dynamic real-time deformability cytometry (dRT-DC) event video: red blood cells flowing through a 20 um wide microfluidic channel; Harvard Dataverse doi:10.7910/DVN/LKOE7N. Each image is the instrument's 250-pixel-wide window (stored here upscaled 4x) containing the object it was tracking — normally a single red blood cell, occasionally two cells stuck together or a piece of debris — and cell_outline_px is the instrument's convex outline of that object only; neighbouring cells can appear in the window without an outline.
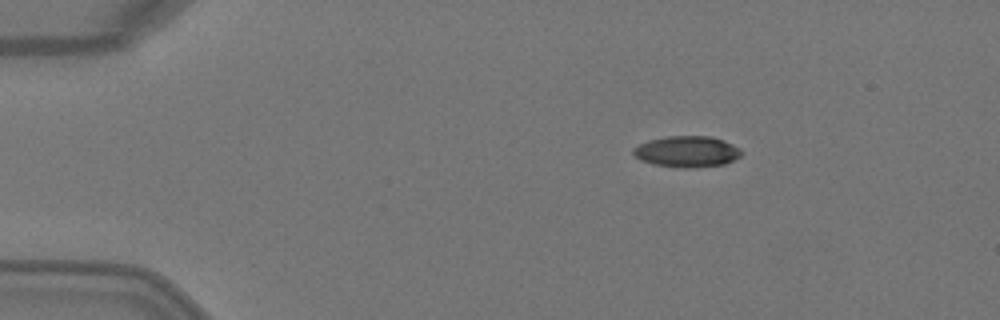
{"species": "Egyptian fruit bat (a non-hibernating species)", "species_latin": "Rousettus aegyptiacus", "temperature_condition": "warm", "stored_images_in_passage": 3, "camera_frame_rate_fps": 3000, "um_per_image_px": 0.085, "animal": {"sex": "female"}, "frame": {"image": 1, "passage_image": 1, "time_ms": 0.0, "image_size_px": [1000, 320], "cell_outline_px": [[744, 152], [740, 156], [724, 164], [696, 168], [684, 168], [652, 164], [640, 160], [632, 152], [632, 148], [648, 140], [668, 136], [712, 136], [724, 140], [740, 148]], "centroid_in_image_um": [58.4, 12.88], "position_along_channel_um": 26.6, "area_um2": 19.77}}
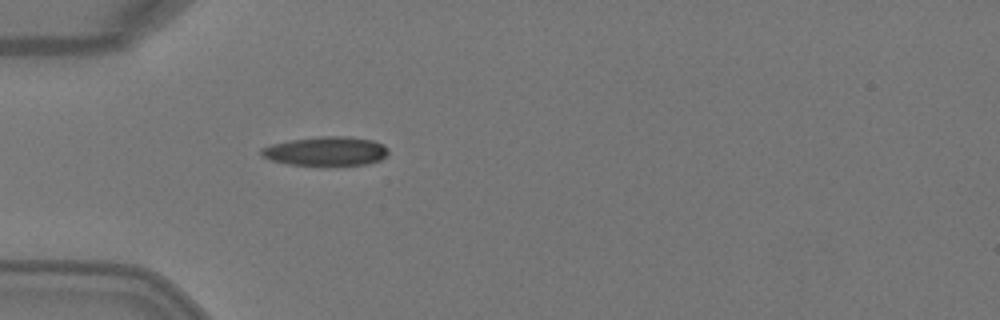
{"frame": {"image": 2, "passage_image": 3, "time_ms": 0.667, "image_size_px": [1000, 320], "cell_outline_px": [[388, 152], [380, 160], [368, 164], [320, 168], [288, 164], [272, 160], [260, 156], [260, 148], [272, 144], [288, 140], [320, 136], [348, 136], [372, 140], [384, 144], [388, 148]], "centroid_in_image_um": [27.69, 12.89], "position_along_channel_um": 57.3, "area_um2": 22.48}}